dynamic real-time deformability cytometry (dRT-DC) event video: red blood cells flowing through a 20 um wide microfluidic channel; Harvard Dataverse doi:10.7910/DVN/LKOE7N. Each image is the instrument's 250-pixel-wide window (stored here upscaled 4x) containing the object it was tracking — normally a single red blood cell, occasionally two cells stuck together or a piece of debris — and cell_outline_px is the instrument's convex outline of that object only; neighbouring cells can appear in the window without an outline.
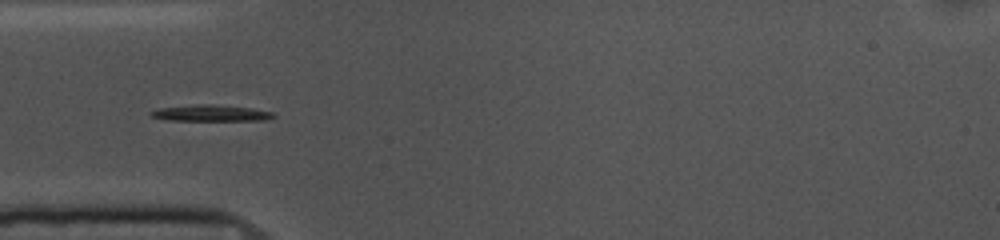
{"species": "common noctule bat (a hibernating species)", "species_latin": "Nyctalus noctula", "temperature_condition": "cold", "stored_images_in_passage": 54, "camera_frame_rate_fps": 3000, "um_per_image_px": 0.085, "animal": {"sex": "female", "body_mass_g": 10.0, "forearm_length_mm": 53.1}, "frame": {"image": 1, "passage_image": 16, "time_ms": 5.0, "image_size_px": [1000, 240], "cell_outline_px": [[276, 116], [268, 120], [168, 120], [152, 116], [148, 112], [160, 108], [196, 104], [212, 104], [252, 108], [276, 112]], "centroid_in_image_um": [18.0, 9.61], "position_along_channel_um": 67.0, "area_um2": 11.62}}
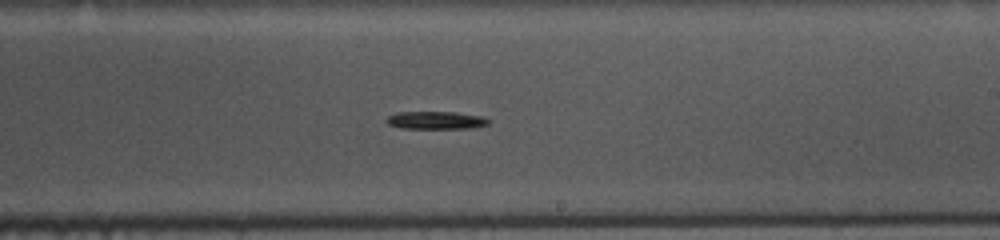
{"frame": {"image": 2, "passage_image": 31, "time_ms": 10.0, "image_size_px": [1000, 240], "cell_outline_px": [[488, 124], [468, 128], [400, 128], [388, 124], [384, 120], [388, 116], [396, 112], [456, 112], [484, 116], [488, 120]], "centroid_in_image_um": [37.0, 10.21], "position_along_channel_um": 252.0, "area_um2": 10.52}}
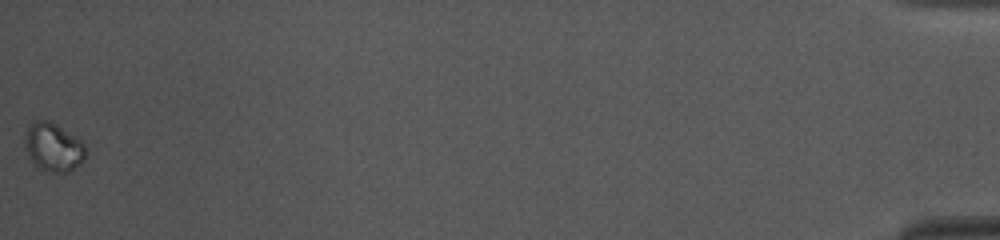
{"frame": {"image": 3, "passage_image": 54, "time_ms": 17.667, "image_size_px": [1000, 240], "cell_outline_px": [[88, 152], [84, 160], [80, 164], [68, 172], [48, 172], [32, 164], [28, 152], [28, 128], [36, 120], [48, 120], [56, 124], [76, 136], [84, 144]], "centroid_in_image_um": [4.62, 12.54], "position_along_channel_um": 430.6, "area_um2": 16.82}, "authors_computed_cell_mechanics": {"area_um2": 10.5485, "velocity_mm_per_s": 3.6861, "shape_relaxation_time_tau1_ms": 2.8255, "shape_relaxation_time_tau2_ms": null, "deformation_change_tau1": 0.1518, "deformation_change_tau2": null}}